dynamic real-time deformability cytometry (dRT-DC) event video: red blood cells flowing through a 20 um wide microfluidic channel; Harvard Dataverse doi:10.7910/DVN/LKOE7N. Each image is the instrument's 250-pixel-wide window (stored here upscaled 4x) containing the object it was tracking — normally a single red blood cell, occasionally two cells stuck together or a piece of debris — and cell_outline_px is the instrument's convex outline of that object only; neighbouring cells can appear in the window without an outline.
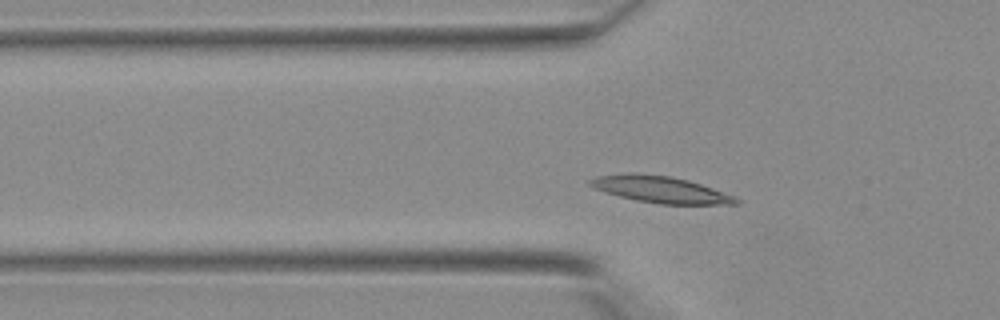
{"species": "Egyptian fruit bat (a non-hibernating species)", "species_latin": "Rousettus aegyptiacus", "temperature_condition": "warm", "stored_images_in_passage": 33, "camera_frame_rate_fps": 3000, "um_per_image_px": 0.085, "animal": {"sex": "female"}, "frame": {"image": 1, "passage_image": 5, "time_ms": 1.333, "image_size_px": [1000, 320], "cell_outline_px": [[740, 204], [660, 204], [636, 200], [604, 192], [592, 188], [588, 184], [588, 180], [596, 176], [632, 172], [672, 176], [688, 180], [712, 188], [732, 196], [740, 200]], "centroid_in_image_um": [56.07, 16.09], "position_along_channel_um": 69.7, "area_um2": 22.6}}
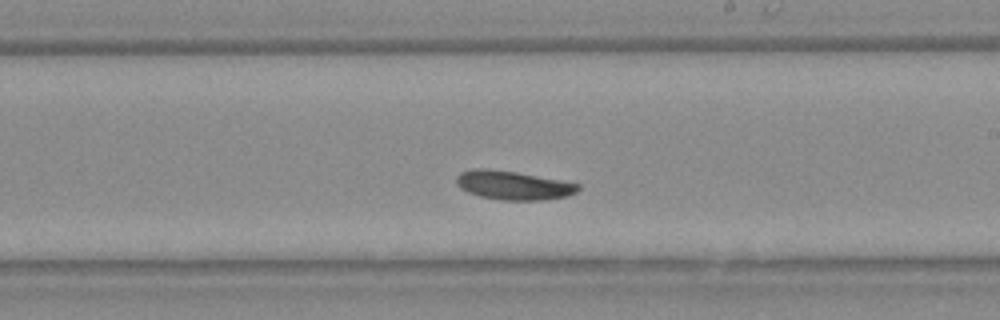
{"frame": {"image": 2, "passage_image": 16, "time_ms": 5.0, "image_size_px": [1000, 320], "cell_outline_px": [[580, 188], [576, 192], [568, 196], [544, 200], [500, 200], [480, 196], [468, 192], [460, 188], [456, 184], [456, 176], [460, 172], [476, 168], [484, 168], [516, 172], [560, 180], [580, 184]], "centroid_in_image_um": [43.61, 15.75], "position_along_channel_um": 245.4, "area_um2": 20.46}}
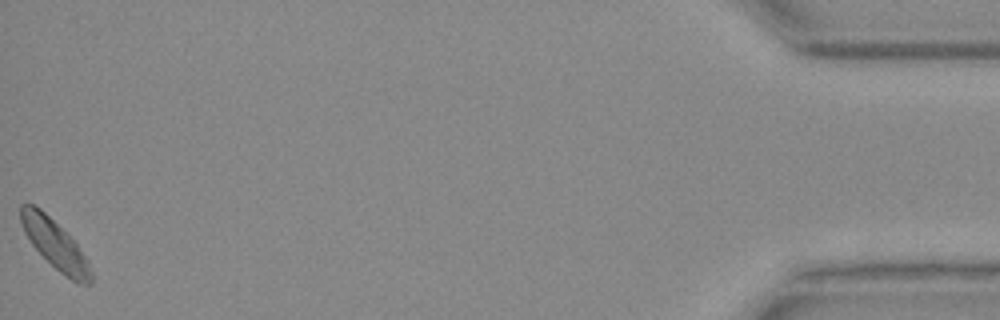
{"frame": {"image": 3, "passage_image": 33, "time_ms": 10.667, "image_size_px": [1000, 320], "cell_outline_px": [[92, 284], [80, 284], [72, 280], [60, 272], [32, 244], [24, 232], [20, 220], [20, 204], [32, 204], [40, 208], [76, 244], [88, 260], [92, 272]], "centroid_in_image_um": [4.68, 20.78], "position_along_channel_um": 430.5, "area_um2": 19.42}}